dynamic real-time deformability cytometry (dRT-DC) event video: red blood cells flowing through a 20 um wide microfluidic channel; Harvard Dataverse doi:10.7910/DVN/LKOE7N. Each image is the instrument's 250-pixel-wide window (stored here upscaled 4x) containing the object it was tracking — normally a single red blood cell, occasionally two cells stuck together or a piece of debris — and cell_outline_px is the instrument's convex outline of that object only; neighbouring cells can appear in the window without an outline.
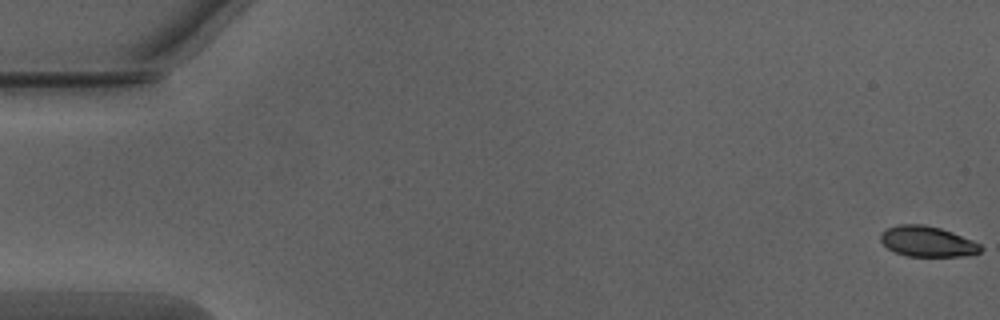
{"species": "Egyptian fruit bat (a non-hibernating species)", "species_latin": "Rousettus aegyptiacus", "temperature_condition": "warm", "stored_images_in_passage": 19, "camera_frame_rate_fps": 3000, "um_per_image_px": 0.085, "animal": {"sex": "male"}, "frame": {"image": 1, "passage_image": 1, "time_ms": 0.0, "image_size_px": [1000, 320], "cell_outline_px": [[984, 248], [980, 252], [964, 256], [908, 256], [896, 252], [888, 248], [880, 240], [880, 232], [888, 228], [900, 224], [924, 224], [940, 228], [952, 232], [972, 240], [980, 244]], "centroid_in_image_um": [78.83, 20.52], "position_along_channel_um": 6.2, "area_um2": 17.74}}
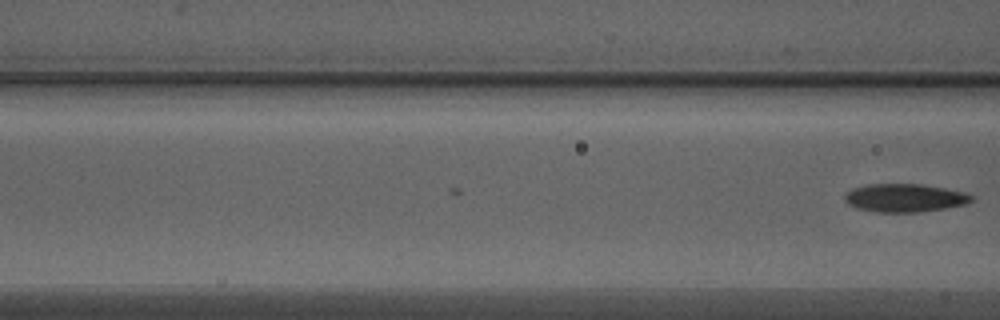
{"frame": {"image": 2, "passage_image": 19, "time_ms": 6.0, "image_size_px": [1000, 320], "cell_outline_px": [[976, 196], [972, 200], [964, 204], [948, 208], [920, 212], [876, 212], [856, 208], [848, 204], [844, 200], [844, 196], [852, 188], [868, 184], [924, 184], [968, 192]], "centroid_in_image_um": [76.94, 16.82], "position_along_channel_um": 89.7, "area_um2": 21.15}}